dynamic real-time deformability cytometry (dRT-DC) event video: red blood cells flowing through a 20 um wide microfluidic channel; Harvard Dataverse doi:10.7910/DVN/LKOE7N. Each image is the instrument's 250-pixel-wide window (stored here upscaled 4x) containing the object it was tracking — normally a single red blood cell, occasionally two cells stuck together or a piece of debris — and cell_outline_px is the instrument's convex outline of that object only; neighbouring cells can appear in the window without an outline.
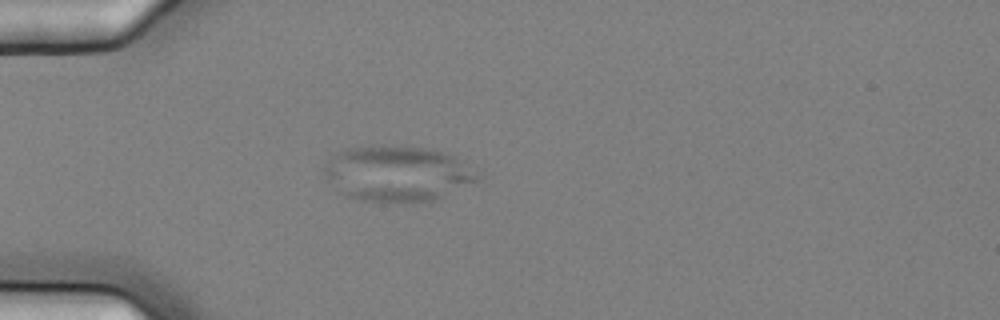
{"species": "common noctule bat (a hibernating species)", "species_latin": "Nyctalus noctula", "temperature_condition": "cold", "stored_images_in_passage": 1, "camera_frame_rate_fps": 3000, "um_per_image_px": 0.085, "animal": {"sex": "female", "body_mass_g": 25.1}, "frame": {"image": 1, "passage_image": 1, "time_ms": 0.0, "image_size_px": [1000, 320], "cell_outline_px": [[480, 180], [432, 200], [412, 204], [360, 200], [344, 196], [328, 180], [324, 172], [324, 164], [344, 148], [424, 148], [444, 152], [452, 156], [480, 176]], "centroid_in_image_um": [33.74, 14.82], "position_along_channel_um": 51.3, "area_um2": 48.44}}